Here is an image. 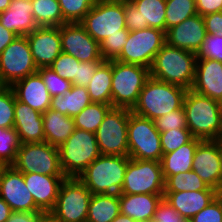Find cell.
<instances>
[{"label":"cell","mask_w":222,"mask_h":222,"mask_svg":"<svg viewBox=\"0 0 222 222\" xmlns=\"http://www.w3.org/2000/svg\"><path fill=\"white\" fill-rule=\"evenodd\" d=\"M124 5L125 23L128 31L141 30L140 12L131 0H121Z\"/></svg>","instance_id":"cell-49"},{"label":"cell","mask_w":222,"mask_h":222,"mask_svg":"<svg viewBox=\"0 0 222 222\" xmlns=\"http://www.w3.org/2000/svg\"><path fill=\"white\" fill-rule=\"evenodd\" d=\"M58 148L61 168L66 177L78 178L101 155L95 133L77 128Z\"/></svg>","instance_id":"cell-6"},{"label":"cell","mask_w":222,"mask_h":222,"mask_svg":"<svg viewBox=\"0 0 222 222\" xmlns=\"http://www.w3.org/2000/svg\"><path fill=\"white\" fill-rule=\"evenodd\" d=\"M196 56L197 58L213 59L222 62V37L207 34Z\"/></svg>","instance_id":"cell-45"},{"label":"cell","mask_w":222,"mask_h":222,"mask_svg":"<svg viewBox=\"0 0 222 222\" xmlns=\"http://www.w3.org/2000/svg\"><path fill=\"white\" fill-rule=\"evenodd\" d=\"M119 214V194H92L86 222H112Z\"/></svg>","instance_id":"cell-30"},{"label":"cell","mask_w":222,"mask_h":222,"mask_svg":"<svg viewBox=\"0 0 222 222\" xmlns=\"http://www.w3.org/2000/svg\"><path fill=\"white\" fill-rule=\"evenodd\" d=\"M207 32L203 16L196 14L165 32L166 43L179 49L197 53Z\"/></svg>","instance_id":"cell-19"},{"label":"cell","mask_w":222,"mask_h":222,"mask_svg":"<svg viewBox=\"0 0 222 222\" xmlns=\"http://www.w3.org/2000/svg\"><path fill=\"white\" fill-rule=\"evenodd\" d=\"M202 141L201 139L193 138L189 143L180 146L175 151L162 155L160 162L165 181L172 175L192 170L195 151Z\"/></svg>","instance_id":"cell-28"},{"label":"cell","mask_w":222,"mask_h":222,"mask_svg":"<svg viewBox=\"0 0 222 222\" xmlns=\"http://www.w3.org/2000/svg\"><path fill=\"white\" fill-rule=\"evenodd\" d=\"M103 62L104 61L79 62V64H77L76 78L71 84L86 87L96 72V69Z\"/></svg>","instance_id":"cell-47"},{"label":"cell","mask_w":222,"mask_h":222,"mask_svg":"<svg viewBox=\"0 0 222 222\" xmlns=\"http://www.w3.org/2000/svg\"><path fill=\"white\" fill-rule=\"evenodd\" d=\"M15 94L11 86L0 85V127L14 128Z\"/></svg>","instance_id":"cell-39"},{"label":"cell","mask_w":222,"mask_h":222,"mask_svg":"<svg viewBox=\"0 0 222 222\" xmlns=\"http://www.w3.org/2000/svg\"><path fill=\"white\" fill-rule=\"evenodd\" d=\"M183 217L163 198L153 216V222H181Z\"/></svg>","instance_id":"cell-48"},{"label":"cell","mask_w":222,"mask_h":222,"mask_svg":"<svg viewBox=\"0 0 222 222\" xmlns=\"http://www.w3.org/2000/svg\"><path fill=\"white\" fill-rule=\"evenodd\" d=\"M129 109L112 107L95 132L101 155L128 156Z\"/></svg>","instance_id":"cell-13"},{"label":"cell","mask_w":222,"mask_h":222,"mask_svg":"<svg viewBox=\"0 0 222 222\" xmlns=\"http://www.w3.org/2000/svg\"><path fill=\"white\" fill-rule=\"evenodd\" d=\"M11 0H0V13L8 9Z\"/></svg>","instance_id":"cell-56"},{"label":"cell","mask_w":222,"mask_h":222,"mask_svg":"<svg viewBox=\"0 0 222 222\" xmlns=\"http://www.w3.org/2000/svg\"><path fill=\"white\" fill-rule=\"evenodd\" d=\"M37 71L26 36H18L0 54V85L11 86Z\"/></svg>","instance_id":"cell-14"},{"label":"cell","mask_w":222,"mask_h":222,"mask_svg":"<svg viewBox=\"0 0 222 222\" xmlns=\"http://www.w3.org/2000/svg\"><path fill=\"white\" fill-rule=\"evenodd\" d=\"M220 194L219 191L164 192L163 198L185 219H192Z\"/></svg>","instance_id":"cell-25"},{"label":"cell","mask_w":222,"mask_h":222,"mask_svg":"<svg viewBox=\"0 0 222 222\" xmlns=\"http://www.w3.org/2000/svg\"><path fill=\"white\" fill-rule=\"evenodd\" d=\"M43 222H52V220L49 217H47Z\"/></svg>","instance_id":"cell-59"},{"label":"cell","mask_w":222,"mask_h":222,"mask_svg":"<svg viewBox=\"0 0 222 222\" xmlns=\"http://www.w3.org/2000/svg\"><path fill=\"white\" fill-rule=\"evenodd\" d=\"M127 138L130 158L161 161L160 132L153 120L138 116L129 109Z\"/></svg>","instance_id":"cell-9"},{"label":"cell","mask_w":222,"mask_h":222,"mask_svg":"<svg viewBox=\"0 0 222 222\" xmlns=\"http://www.w3.org/2000/svg\"><path fill=\"white\" fill-rule=\"evenodd\" d=\"M47 217L42 210L12 211L5 222H43Z\"/></svg>","instance_id":"cell-50"},{"label":"cell","mask_w":222,"mask_h":222,"mask_svg":"<svg viewBox=\"0 0 222 222\" xmlns=\"http://www.w3.org/2000/svg\"><path fill=\"white\" fill-rule=\"evenodd\" d=\"M98 0H58L65 23H80Z\"/></svg>","instance_id":"cell-38"},{"label":"cell","mask_w":222,"mask_h":222,"mask_svg":"<svg viewBox=\"0 0 222 222\" xmlns=\"http://www.w3.org/2000/svg\"><path fill=\"white\" fill-rule=\"evenodd\" d=\"M196 14V0H166L165 32Z\"/></svg>","instance_id":"cell-36"},{"label":"cell","mask_w":222,"mask_h":222,"mask_svg":"<svg viewBox=\"0 0 222 222\" xmlns=\"http://www.w3.org/2000/svg\"><path fill=\"white\" fill-rule=\"evenodd\" d=\"M161 162L129 158L121 194L164 195Z\"/></svg>","instance_id":"cell-10"},{"label":"cell","mask_w":222,"mask_h":222,"mask_svg":"<svg viewBox=\"0 0 222 222\" xmlns=\"http://www.w3.org/2000/svg\"><path fill=\"white\" fill-rule=\"evenodd\" d=\"M31 3L38 27H59L65 24L58 0H31Z\"/></svg>","instance_id":"cell-33"},{"label":"cell","mask_w":222,"mask_h":222,"mask_svg":"<svg viewBox=\"0 0 222 222\" xmlns=\"http://www.w3.org/2000/svg\"><path fill=\"white\" fill-rule=\"evenodd\" d=\"M150 77V69L112 60V107L132 109Z\"/></svg>","instance_id":"cell-5"},{"label":"cell","mask_w":222,"mask_h":222,"mask_svg":"<svg viewBox=\"0 0 222 222\" xmlns=\"http://www.w3.org/2000/svg\"><path fill=\"white\" fill-rule=\"evenodd\" d=\"M14 128L21 144L45 142L42 113L15 100Z\"/></svg>","instance_id":"cell-23"},{"label":"cell","mask_w":222,"mask_h":222,"mask_svg":"<svg viewBox=\"0 0 222 222\" xmlns=\"http://www.w3.org/2000/svg\"><path fill=\"white\" fill-rule=\"evenodd\" d=\"M183 108L187 128L194 138L217 140L222 137V103L187 90Z\"/></svg>","instance_id":"cell-1"},{"label":"cell","mask_w":222,"mask_h":222,"mask_svg":"<svg viewBox=\"0 0 222 222\" xmlns=\"http://www.w3.org/2000/svg\"><path fill=\"white\" fill-rule=\"evenodd\" d=\"M141 17V29L148 27L165 31L166 0H131Z\"/></svg>","instance_id":"cell-32"},{"label":"cell","mask_w":222,"mask_h":222,"mask_svg":"<svg viewBox=\"0 0 222 222\" xmlns=\"http://www.w3.org/2000/svg\"><path fill=\"white\" fill-rule=\"evenodd\" d=\"M12 166L21 173L65 175L60 164L59 148L47 142L20 144Z\"/></svg>","instance_id":"cell-12"},{"label":"cell","mask_w":222,"mask_h":222,"mask_svg":"<svg viewBox=\"0 0 222 222\" xmlns=\"http://www.w3.org/2000/svg\"><path fill=\"white\" fill-rule=\"evenodd\" d=\"M37 72L41 75L43 82L52 97L64 95L72 86L70 81L59 76L50 67L38 68Z\"/></svg>","instance_id":"cell-41"},{"label":"cell","mask_w":222,"mask_h":222,"mask_svg":"<svg viewBox=\"0 0 222 222\" xmlns=\"http://www.w3.org/2000/svg\"><path fill=\"white\" fill-rule=\"evenodd\" d=\"M191 90L222 103V62L197 58Z\"/></svg>","instance_id":"cell-21"},{"label":"cell","mask_w":222,"mask_h":222,"mask_svg":"<svg viewBox=\"0 0 222 222\" xmlns=\"http://www.w3.org/2000/svg\"><path fill=\"white\" fill-rule=\"evenodd\" d=\"M11 212L10 206L0 197V222H5Z\"/></svg>","instance_id":"cell-54"},{"label":"cell","mask_w":222,"mask_h":222,"mask_svg":"<svg viewBox=\"0 0 222 222\" xmlns=\"http://www.w3.org/2000/svg\"><path fill=\"white\" fill-rule=\"evenodd\" d=\"M181 222H193V220L192 219H185V218H183V220Z\"/></svg>","instance_id":"cell-58"},{"label":"cell","mask_w":222,"mask_h":222,"mask_svg":"<svg viewBox=\"0 0 222 222\" xmlns=\"http://www.w3.org/2000/svg\"><path fill=\"white\" fill-rule=\"evenodd\" d=\"M218 143V148L220 150L221 162H222V137L215 140Z\"/></svg>","instance_id":"cell-57"},{"label":"cell","mask_w":222,"mask_h":222,"mask_svg":"<svg viewBox=\"0 0 222 222\" xmlns=\"http://www.w3.org/2000/svg\"><path fill=\"white\" fill-rule=\"evenodd\" d=\"M197 14L205 16L222 11V0H196Z\"/></svg>","instance_id":"cell-52"},{"label":"cell","mask_w":222,"mask_h":222,"mask_svg":"<svg viewBox=\"0 0 222 222\" xmlns=\"http://www.w3.org/2000/svg\"><path fill=\"white\" fill-rule=\"evenodd\" d=\"M18 36L10 30L4 28L0 23V54Z\"/></svg>","instance_id":"cell-53"},{"label":"cell","mask_w":222,"mask_h":222,"mask_svg":"<svg viewBox=\"0 0 222 222\" xmlns=\"http://www.w3.org/2000/svg\"><path fill=\"white\" fill-rule=\"evenodd\" d=\"M26 37L37 68L49 67L62 53L60 26L38 27Z\"/></svg>","instance_id":"cell-18"},{"label":"cell","mask_w":222,"mask_h":222,"mask_svg":"<svg viewBox=\"0 0 222 222\" xmlns=\"http://www.w3.org/2000/svg\"><path fill=\"white\" fill-rule=\"evenodd\" d=\"M92 193L77 177H66L48 214L52 222H86Z\"/></svg>","instance_id":"cell-7"},{"label":"cell","mask_w":222,"mask_h":222,"mask_svg":"<svg viewBox=\"0 0 222 222\" xmlns=\"http://www.w3.org/2000/svg\"><path fill=\"white\" fill-rule=\"evenodd\" d=\"M164 195L119 194L120 213L138 222H150Z\"/></svg>","instance_id":"cell-26"},{"label":"cell","mask_w":222,"mask_h":222,"mask_svg":"<svg viewBox=\"0 0 222 222\" xmlns=\"http://www.w3.org/2000/svg\"><path fill=\"white\" fill-rule=\"evenodd\" d=\"M129 32L127 29H124L122 34L109 36L100 43V52L104 61L115 60L120 55L123 46L127 43Z\"/></svg>","instance_id":"cell-42"},{"label":"cell","mask_w":222,"mask_h":222,"mask_svg":"<svg viewBox=\"0 0 222 222\" xmlns=\"http://www.w3.org/2000/svg\"><path fill=\"white\" fill-rule=\"evenodd\" d=\"M194 137L188 128H178L160 133V143L163 154L175 151L180 146L189 143Z\"/></svg>","instance_id":"cell-40"},{"label":"cell","mask_w":222,"mask_h":222,"mask_svg":"<svg viewBox=\"0 0 222 222\" xmlns=\"http://www.w3.org/2000/svg\"><path fill=\"white\" fill-rule=\"evenodd\" d=\"M23 177L35 205L49 214L56 205L60 185L66 176L23 173Z\"/></svg>","instance_id":"cell-20"},{"label":"cell","mask_w":222,"mask_h":222,"mask_svg":"<svg viewBox=\"0 0 222 222\" xmlns=\"http://www.w3.org/2000/svg\"><path fill=\"white\" fill-rule=\"evenodd\" d=\"M192 170L211 188L222 191V162L218 143L203 140L194 154Z\"/></svg>","instance_id":"cell-17"},{"label":"cell","mask_w":222,"mask_h":222,"mask_svg":"<svg viewBox=\"0 0 222 222\" xmlns=\"http://www.w3.org/2000/svg\"><path fill=\"white\" fill-rule=\"evenodd\" d=\"M0 197L12 211L40 210L25 184L23 173L12 165L0 168Z\"/></svg>","instance_id":"cell-16"},{"label":"cell","mask_w":222,"mask_h":222,"mask_svg":"<svg viewBox=\"0 0 222 222\" xmlns=\"http://www.w3.org/2000/svg\"><path fill=\"white\" fill-rule=\"evenodd\" d=\"M196 60L195 53L165 43L156 53L150 76L189 90L195 78Z\"/></svg>","instance_id":"cell-3"},{"label":"cell","mask_w":222,"mask_h":222,"mask_svg":"<svg viewBox=\"0 0 222 222\" xmlns=\"http://www.w3.org/2000/svg\"><path fill=\"white\" fill-rule=\"evenodd\" d=\"M11 88L18 101L42 114L51 107L52 96L38 72L14 82Z\"/></svg>","instance_id":"cell-22"},{"label":"cell","mask_w":222,"mask_h":222,"mask_svg":"<svg viewBox=\"0 0 222 222\" xmlns=\"http://www.w3.org/2000/svg\"><path fill=\"white\" fill-rule=\"evenodd\" d=\"M112 105L91 102L74 119L75 128L95 133Z\"/></svg>","instance_id":"cell-34"},{"label":"cell","mask_w":222,"mask_h":222,"mask_svg":"<svg viewBox=\"0 0 222 222\" xmlns=\"http://www.w3.org/2000/svg\"><path fill=\"white\" fill-rule=\"evenodd\" d=\"M187 89L149 77L131 112L151 120L164 116L183 106Z\"/></svg>","instance_id":"cell-2"},{"label":"cell","mask_w":222,"mask_h":222,"mask_svg":"<svg viewBox=\"0 0 222 222\" xmlns=\"http://www.w3.org/2000/svg\"><path fill=\"white\" fill-rule=\"evenodd\" d=\"M183 191H217L208 187L195 171L181 172L170 176L165 181L164 192H183Z\"/></svg>","instance_id":"cell-35"},{"label":"cell","mask_w":222,"mask_h":222,"mask_svg":"<svg viewBox=\"0 0 222 222\" xmlns=\"http://www.w3.org/2000/svg\"><path fill=\"white\" fill-rule=\"evenodd\" d=\"M80 24L99 44L109 36L122 34V30L126 29L123 2L98 0Z\"/></svg>","instance_id":"cell-8"},{"label":"cell","mask_w":222,"mask_h":222,"mask_svg":"<svg viewBox=\"0 0 222 222\" xmlns=\"http://www.w3.org/2000/svg\"><path fill=\"white\" fill-rule=\"evenodd\" d=\"M79 62L77 58L62 52L49 67L59 76L72 83L76 78L77 64Z\"/></svg>","instance_id":"cell-43"},{"label":"cell","mask_w":222,"mask_h":222,"mask_svg":"<svg viewBox=\"0 0 222 222\" xmlns=\"http://www.w3.org/2000/svg\"><path fill=\"white\" fill-rule=\"evenodd\" d=\"M20 140L15 128L0 127V165L9 166L15 161Z\"/></svg>","instance_id":"cell-37"},{"label":"cell","mask_w":222,"mask_h":222,"mask_svg":"<svg viewBox=\"0 0 222 222\" xmlns=\"http://www.w3.org/2000/svg\"><path fill=\"white\" fill-rule=\"evenodd\" d=\"M166 43L165 31L158 28L130 31L127 43L115 59L122 63L136 64L151 68L156 53Z\"/></svg>","instance_id":"cell-11"},{"label":"cell","mask_w":222,"mask_h":222,"mask_svg":"<svg viewBox=\"0 0 222 222\" xmlns=\"http://www.w3.org/2000/svg\"><path fill=\"white\" fill-rule=\"evenodd\" d=\"M0 23L17 36H26L38 28L33 17L31 0H11L7 10L0 13Z\"/></svg>","instance_id":"cell-24"},{"label":"cell","mask_w":222,"mask_h":222,"mask_svg":"<svg viewBox=\"0 0 222 222\" xmlns=\"http://www.w3.org/2000/svg\"><path fill=\"white\" fill-rule=\"evenodd\" d=\"M45 142L60 147L74 132L75 124L72 117L49 108L42 114Z\"/></svg>","instance_id":"cell-27"},{"label":"cell","mask_w":222,"mask_h":222,"mask_svg":"<svg viewBox=\"0 0 222 222\" xmlns=\"http://www.w3.org/2000/svg\"><path fill=\"white\" fill-rule=\"evenodd\" d=\"M90 103L87 88L72 85L64 95L52 97L50 108L73 118Z\"/></svg>","instance_id":"cell-29"},{"label":"cell","mask_w":222,"mask_h":222,"mask_svg":"<svg viewBox=\"0 0 222 222\" xmlns=\"http://www.w3.org/2000/svg\"><path fill=\"white\" fill-rule=\"evenodd\" d=\"M62 52L80 62L104 61L100 44L94 40L80 23H65L60 26Z\"/></svg>","instance_id":"cell-15"},{"label":"cell","mask_w":222,"mask_h":222,"mask_svg":"<svg viewBox=\"0 0 222 222\" xmlns=\"http://www.w3.org/2000/svg\"><path fill=\"white\" fill-rule=\"evenodd\" d=\"M156 129L161 133L178 128H187V121L183 106L154 120Z\"/></svg>","instance_id":"cell-44"},{"label":"cell","mask_w":222,"mask_h":222,"mask_svg":"<svg viewBox=\"0 0 222 222\" xmlns=\"http://www.w3.org/2000/svg\"><path fill=\"white\" fill-rule=\"evenodd\" d=\"M207 34L222 37V11L203 16Z\"/></svg>","instance_id":"cell-51"},{"label":"cell","mask_w":222,"mask_h":222,"mask_svg":"<svg viewBox=\"0 0 222 222\" xmlns=\"http://www.w3.org/2000/svg\"><path fill=\"white\" fill-rule=\"evenodd\" d=\"M112 60L104 61L86 86L91 102L112 105Z\"/></svg>","instance_id":"cell-31"},{"label":"cell","mask_w":222,"mask_h":222,"mask_svg":"<svg viewBox=\"0 0 222 222\" xmlns=\"http://www.w3.org/2000/svg\"><path fill=\"white\" fill-rule=\"evenodd\" d=\"M193 222H222V195L219 194L213 202L197 213Z\"/></svg>","instance_id":"cell-46"},{"label":"cell","mask_w":222,"mask_h":222,"mask_svg":"<svg viewBox=\"0 0 222 222\" xmlns=\"http://www.w3.org/2000/svg\"><path fill=\"white\" fill-rule=\"evenodd\" d=\"M112 222H138V221L133 220L132 218L120 213Z\"/></svg>","instance_id":"cell-55"},{"label":"cell","mask_w":222,"mask_h":222,"mask_svg":"<svg viewBox=\"0 0 222 222\" xmlns=\"http://www.w3.org/2000/svg\"><path fill=\"white\" fill-rule=\"evenodd\" d=\"M129 158L100 155L78 179L92 194H120Z\"/></svg>","instance_id":"cell-4"}]
</instances>
